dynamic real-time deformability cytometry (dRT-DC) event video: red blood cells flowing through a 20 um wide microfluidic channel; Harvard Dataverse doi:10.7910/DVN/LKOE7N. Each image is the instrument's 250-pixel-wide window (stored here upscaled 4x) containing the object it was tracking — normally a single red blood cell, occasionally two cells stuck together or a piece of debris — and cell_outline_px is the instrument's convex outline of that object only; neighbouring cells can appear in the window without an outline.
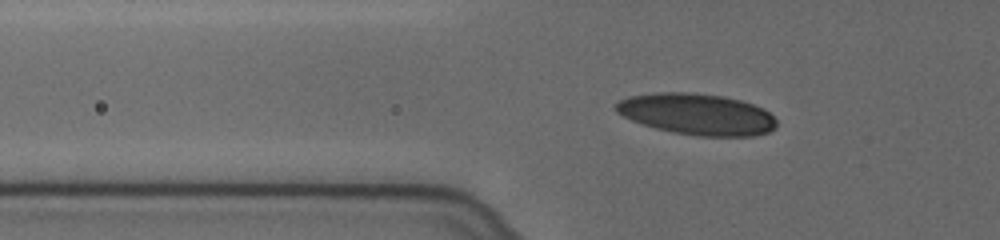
{"species": "human", "species_latin": "Homo sapiens", "temperature_condition": "cold", "stored_images_in_passage": 38, "camera_frame_rate_fps": 3000, "um_per_image_px": 0.085, "donor": {"sex": "female"}, "frame": {"image": 1, "passage_image": 2, "time_ms": 0.333, "image_size_px": [1000, 240], "cell_outline_px": [[776, 128], [768, 132], [752, 136], [700, 136], [672, 132], [640, 124], [616, 112], [616, 104], [620, 100], [628, 96], [660, 92], [688, 92], [724, 96], [740, 100], [764, 108], [776, 120]], "centroid_in_image_um": [59.24, 9.7], "position_along_channel_um": 66.6, "area_um2": 38.61}}
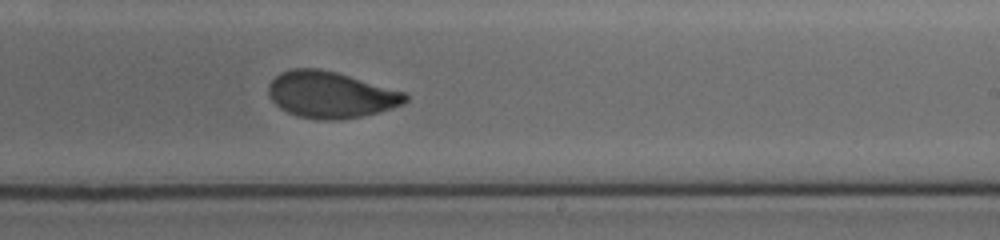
{"frame": {"image": 2, "passage_image": 19, "time_ms": 6.0, "image_size_px": [1000, 240], "cell_outline_px": [[408, 100], [404, 104], [392, 108], [360, 116], [340, 120], [324, 120], [296, 116], [280, 108], [272, 100], [268, 92], [268, 84], [280, 72], [292, 68], [320, 68], [336, 72], [404, 92], [408, 96]], "centroid_in_image_um": [28.08, 8.05], "position_along_channel_um": 260.9, "area_um2": 36.88}}
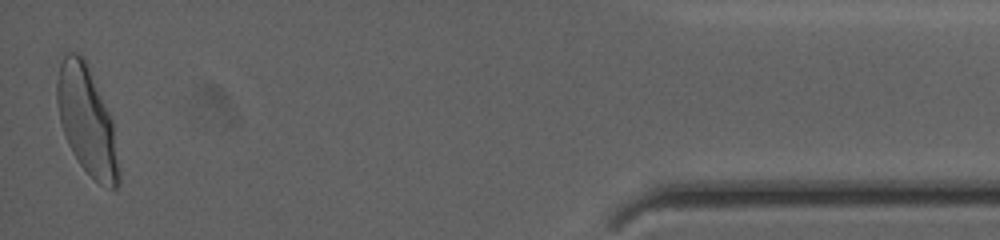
{"frame": {"image": 3, "passage_image": 38, "time_ms": 12.333, "image_size_px": [1000, 240], "cell_outline_px": [[120, 184], [116, 188], [112, 188], [100, 184], [80, 164], [72, 152], [68, 144], [60, 120], [56, 100], [56, 80], [60, 64], [64, 56], [68, 52], [76, 52], [84, 56], [112, 120], [120, 172]], "centroid_in_image_um": [7.38, 10.24], "position_along_channel_um": 427.8, "area_um2": 38.55}, "authors_computed_cell_mechanics": {"area_um2": 37.7145, "velocity_mm_per_s": 3.6232, "shape_relaxation_time_tau1_ms": 3.4598, "shape_relaxation_time_tau2_ms": 1.1128, "deformation_change_tau1": 0.152, "deformation_change_tau2": 0.0527}}